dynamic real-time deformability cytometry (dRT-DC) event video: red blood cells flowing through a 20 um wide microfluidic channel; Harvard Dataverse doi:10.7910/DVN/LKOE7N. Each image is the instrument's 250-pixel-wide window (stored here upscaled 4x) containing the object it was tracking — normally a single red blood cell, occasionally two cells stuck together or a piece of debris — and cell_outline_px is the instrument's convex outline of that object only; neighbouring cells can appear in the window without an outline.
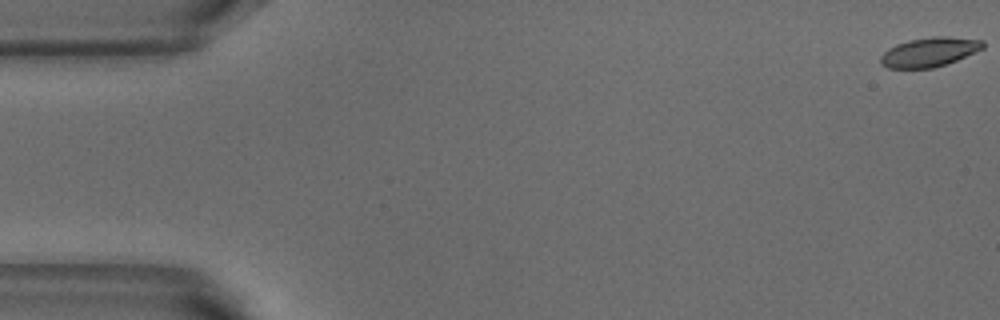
{"species": "common noctule bat (a hibernating species)", "species_latin": "Nyctalus noctula", "temperature_condition": "warm", "stored_images_in_passage": 5, "camera_frame_rate_fps": 3000, "um_per_image_px": 0.085, "animal": {"sex": "male", "body_mass_g": 18.8}, "frame": {"image": 1, "passage_image": 1, "time_ms": 0.0, "image_size_px": [1000, 320], "cell_outline_px": [[984, 48], [956, 60], [932, 68], [888, 68], [880, 64], [880, 56], [888, 48], [896, 44], [908, 40], [932, 36], [944, 36], [984, 40]], "centroid_in_image_um": [78.97, 4.41], "position_along_channel_um": 6.0, "area_um2": 17.46}}
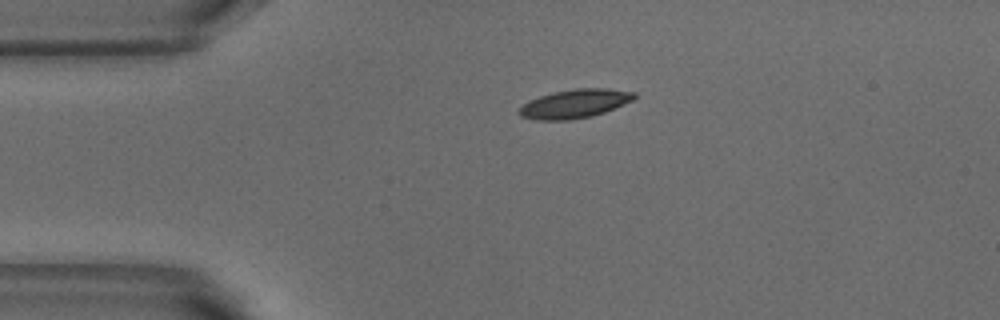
{"frame": {"image": 2, "passage_image": 4, "time_ms": 1.0, "image_size_px": [1000, 320], "cell_outline_px": [[636, 96], [632, 100], [624, 104], [604, 112], [592, 116], [572, 120], [536, 120], [520, 116], [520, 108], [528, 100], [552, 92], [576, 88], [608, 88], [636, 92]], "centroid_in_image_um": [48.86, 8.81], "position_along_channel_um": 36.1, "area_um2": 19.31}}